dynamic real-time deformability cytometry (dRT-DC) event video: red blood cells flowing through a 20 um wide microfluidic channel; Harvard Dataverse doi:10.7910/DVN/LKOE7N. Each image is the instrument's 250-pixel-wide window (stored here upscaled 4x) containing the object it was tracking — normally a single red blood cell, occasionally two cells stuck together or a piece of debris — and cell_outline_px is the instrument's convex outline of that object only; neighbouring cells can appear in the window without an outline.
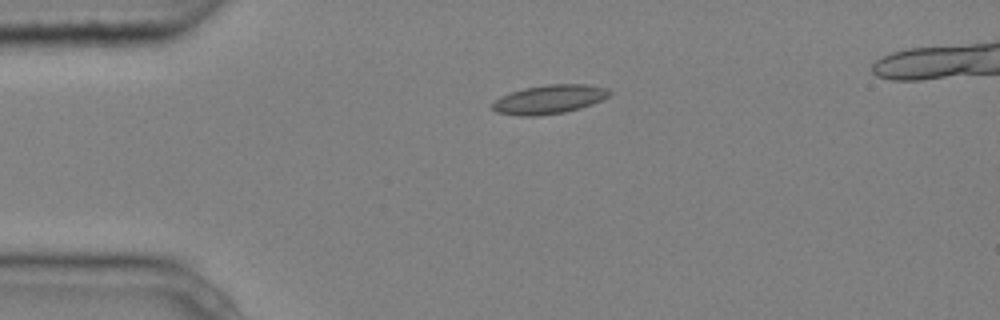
{"species": "common noctule bat (a hibernating species)", "species_latin": "Nyctalus noctula", "temperature_condition": "cold", "stored_images_in_passage": 3, "camera_frame_rate_fps": 3000, "um_per_image_px": 0.085, "animal": {"sex": "male", "body_mass_g": 20.4}, "frame": {"image": 1, "passage_image": 1, "time_ms": 0.0, "image_size_px": [1000, 320], "cell_outline_px": [[612, 92], [608, 96], [592, 104], [580, 108], [564, 112], [536, 116], [520, 116], [496, 112], [492, 108], [492, 104], [500, 96], [524, 88], [548, 84], [588, 84], [608, 88]], "centroid_in_image_um": [46.69, 8.44], "position_along_channel_um": 38.3, "area_um2": 19.65}}
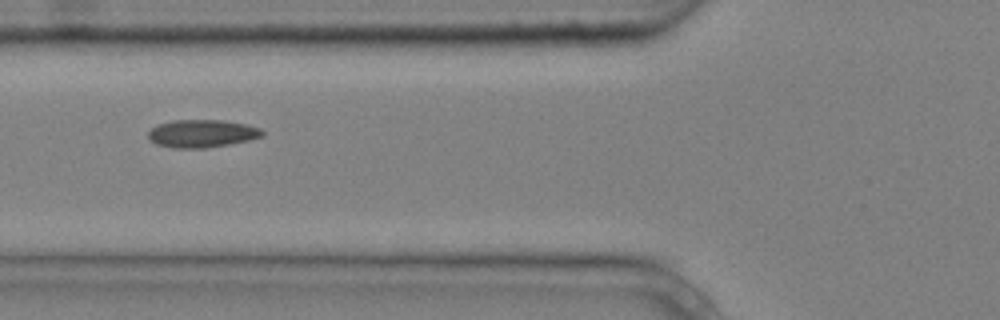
{"frame": {"image": 2, "passage_image": 3, "time_ms": 0.667, "image_size_px": [1000, 320], "cell_outline_px": [[264, 136], [248, 140], [228, 144], [204, 148], [172, 148], [156, 144], [148, 136], [148, 132], [152, 128], [160, 124], [172, 120], [224, 120], [244, 124], [260, 128], [264, 132]], "centroid_in_image_um": [17.17, 11.35], "position_along_channel_um": 108.6, "area_um2": 18.32}}